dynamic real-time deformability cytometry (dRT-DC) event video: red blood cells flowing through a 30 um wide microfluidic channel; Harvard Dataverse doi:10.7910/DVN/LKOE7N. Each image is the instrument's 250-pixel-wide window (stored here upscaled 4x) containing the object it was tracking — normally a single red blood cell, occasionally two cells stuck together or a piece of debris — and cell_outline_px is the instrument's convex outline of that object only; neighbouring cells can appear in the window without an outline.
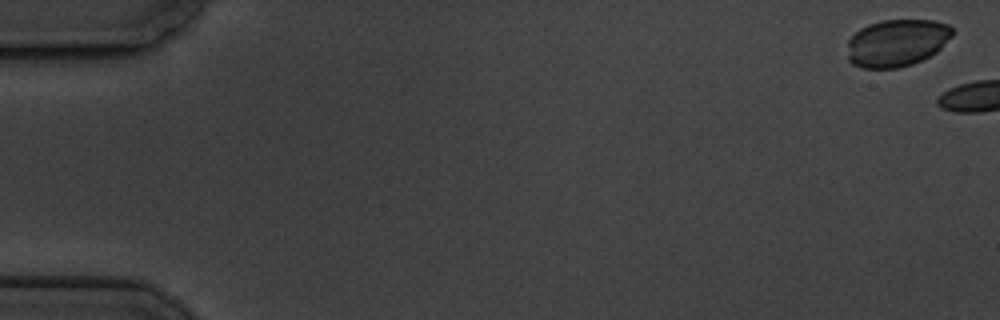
{"species": "common noctule bat (a hibernating species)", "species_latin": "Nyctalus noctula", "temperature_condition": "cold", "stored_images_in_passage": 5, "camera_frame_rate_fps": 3000, "um_per_image_px": 0.085, "animal": {"sex": "male", "body_mass_g": 19.5, "forearm_length_mm": 54.6}, "frame": {"image": 1, "passage_image": 1, "time_ms": 0.0, "image_size_px": [1000, 320], "cell_outline_px": [[952, 36], [936, 52], [912, 64], [900, 68], [860, 68], [852, 64], [848, 60], [848, 40], [860, 28], [868, 24], [884, 20], [936, 20], [948, 24], [952, 28]], "centroid_in_image_um": [76.21, 3.64], "position_along_channel_um": 8.8, "area_um2": 28.96}}